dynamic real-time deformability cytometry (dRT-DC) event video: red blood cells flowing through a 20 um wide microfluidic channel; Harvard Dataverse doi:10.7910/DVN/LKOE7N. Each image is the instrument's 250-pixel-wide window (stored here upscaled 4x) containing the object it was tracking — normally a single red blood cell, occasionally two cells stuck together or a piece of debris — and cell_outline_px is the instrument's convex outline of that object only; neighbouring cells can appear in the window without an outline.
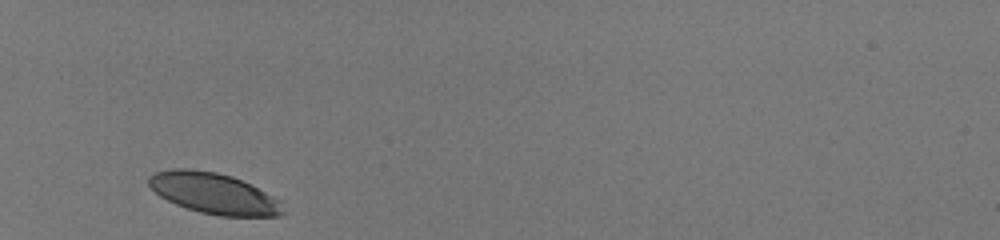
{"species": "human", "species_latin": "Homo sapiens", "temperature_condition": "room temperature", "stored_images_in_passage": 28, "camera_frame_rate_fps": 3000, "um_per_image_px": 0.085, "donor": {"sex": "male"}, "frame": {"image": 1, "passage_image": 1, "time_ms": 0.0, "image_size_px": [1000, 240], "cell_outline_px": [[288, 212], [280, 216], [220, 216], [200, 212], [176, 204], [160, 196], [148, 184], [148, 176], [152, 172], [172, 168], [192, 168], [216, 172], [232, 176], [280, 200]], "centroid_in_image_um": [18.17, 16.43], "position_along_channel_um": 66.8, "area_um2": 32.02}}
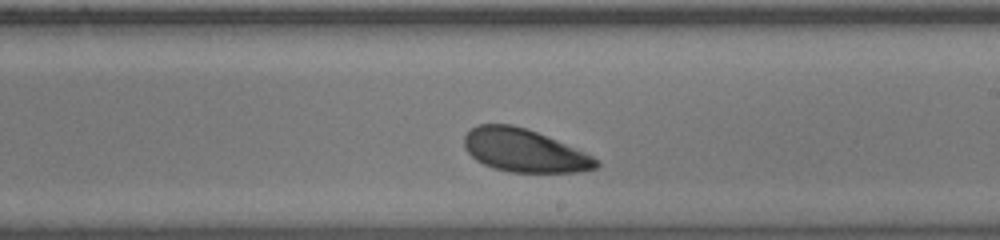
{"frame": {"image": 2, "passage_image": 16, "time_ms": 5.0, "image_size_px": [1000, 240], "cell_outline_px": [[600, 168], [576, 172], [512, 172], [492, 168], [476, 160], [464, 148], [464, 136], [476, 124], [512, 124], [536, 132], [556, 140], [584, 152], [600, 160]], "centroid_in_image_um": [44.56, 12.8], "position_along_channel_um": 244.4, "area_um2": 32.95}}
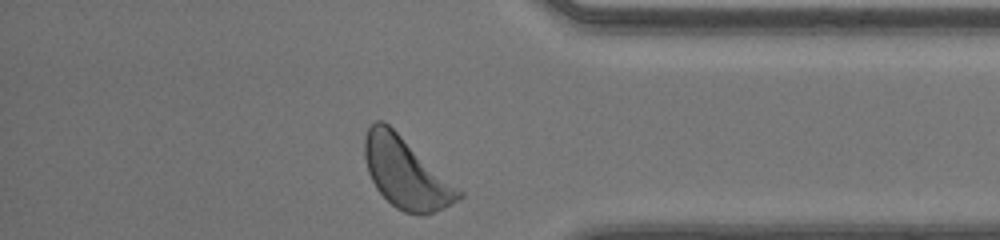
{"frame": {"image": 3, "passage_image": 28, "time_ms": 9.0, "image_size_px": [1000, 240], "cell_outline_px": [[464, 196], [444, 208], [420, 216], [404, 212], [396, 208], [376, 188], [368, 172], [364, 156], [364, 136], [368, 128], [376, 120], [384, 120], [464, 192]], "centroid_in_image_um": [34.5, 14.7], "position_along_channel_um": 400.7, "area_um2": 38.49}, "authors_computed_cell_mechanics": {"area_um2": 33.6974, "velocity_mm_per_s": 4.0412, "shape_relaxation_time_tau1_ms": 2.1457, "shape_relaxation_time_tau2_ms": null, "deformation_change_tau1": 0.1021, "deformation_change_tau2": null}}